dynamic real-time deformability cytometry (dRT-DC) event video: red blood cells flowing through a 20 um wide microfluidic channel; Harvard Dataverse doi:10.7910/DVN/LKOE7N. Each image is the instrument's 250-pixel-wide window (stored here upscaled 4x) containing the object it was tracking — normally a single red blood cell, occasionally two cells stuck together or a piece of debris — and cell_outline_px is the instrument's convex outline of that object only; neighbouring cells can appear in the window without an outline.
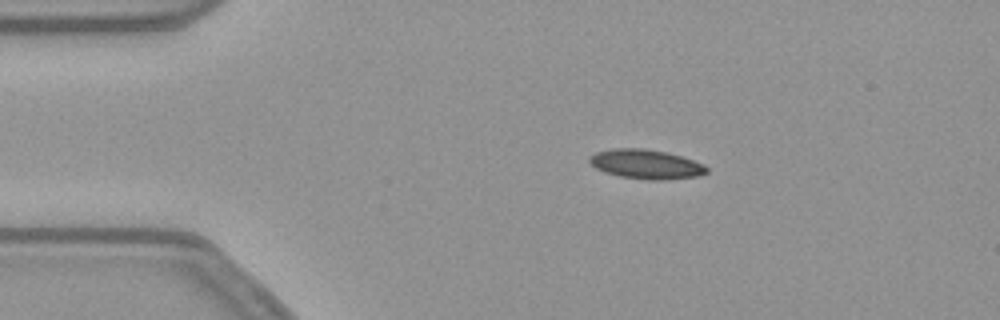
{"species": "common noctule bat (a hibernating species)", "species_latin": "Nyctalus noctula", "temperature_condition": "warm", "stored_images_in_passage": 45, "camera_frame_rate_fps": 3000, "um_per_image_px": 0.085, "animal": {"sex": "female", "body_mass_g": 21.9}, "frame": {"image": 1, "passage_image": 1, "time_ms": 0.0, "image_size_px": [1000, 320], "cell_outline_px": [[708, 172], [696, 176], [668, 180], [648, 180], [620, 176], [604, 172], [596, 168], [588, 160], [588, 156], [596, 152], [612, 148], [644, 148], [664, 152], [680, 156], [704, 164], [708, 168]], "centroid_in_image_um": [54.89, 13.96], "position_along_channel_um": 30.1, "area_um2": 20.06}}
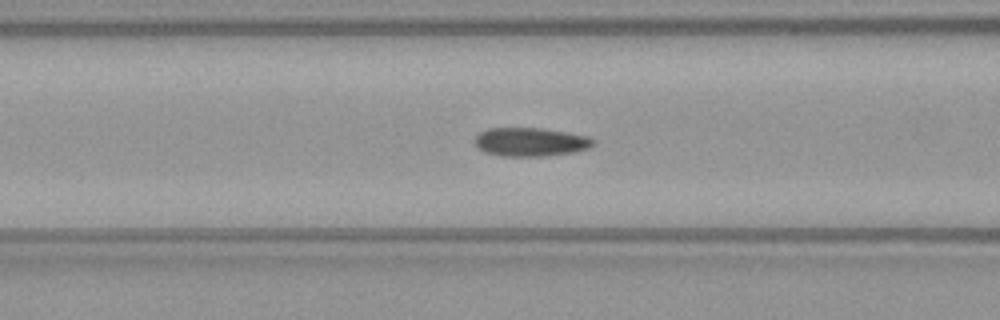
{"frame": {"image": 2, "passage_image": 12, "time_ms": 3.667, "image_size_px": [1000, 320], "cell_outline_px": [[596, 144], [592, 148], [572, 152], [544, 156], [500, 156], [484, 152], [476, 148], [472, 140], [480, 132], [488, 128], [540, 128], [588, 136], [596, 140]], "centroid_in_image_um": [45.07, 12.07], "position_along_channel_um": 121.5, "area_um2": 20.06}}
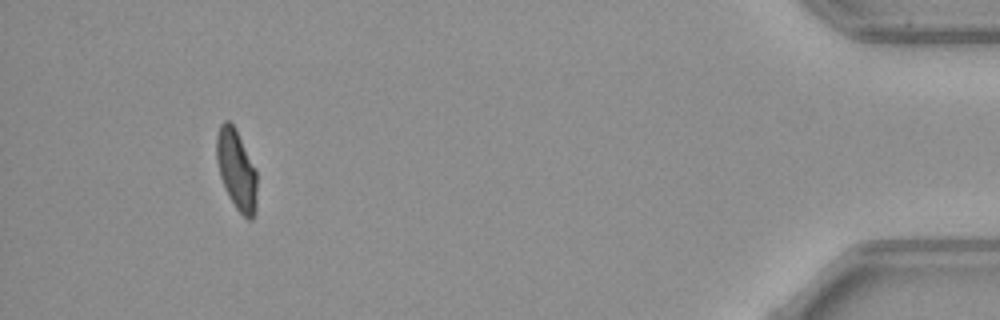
{"frame": {"image": 3, "passage_image": 41, "time_ms": 13.333, "image_size_px": [1000, 320], "cell_outline_px": [[256, 212], [252, 220], [248, 220], [236, 208], [228, 196], [220, 176], [216, 160], [216, 136], [220, 124], [224, 120], [228, 120], [236, 128], [256, 172]], "centroid_in_image_um": [20.08, 14.43], "position_along_channel_um": 415.1, "area_um2": 18.84}, "authors_computed_cell_mechanics": {"area_um2": 19.941, "velocity_mm_per_s": 3.8049, "shape_relaxation_time_tau1_ms": 8.5246, "shape_relaxation_time_tau2_ms": 1.4309, "deformation_change_tau1": 0.2036, "deformation_change_tau2": 0.0611}}